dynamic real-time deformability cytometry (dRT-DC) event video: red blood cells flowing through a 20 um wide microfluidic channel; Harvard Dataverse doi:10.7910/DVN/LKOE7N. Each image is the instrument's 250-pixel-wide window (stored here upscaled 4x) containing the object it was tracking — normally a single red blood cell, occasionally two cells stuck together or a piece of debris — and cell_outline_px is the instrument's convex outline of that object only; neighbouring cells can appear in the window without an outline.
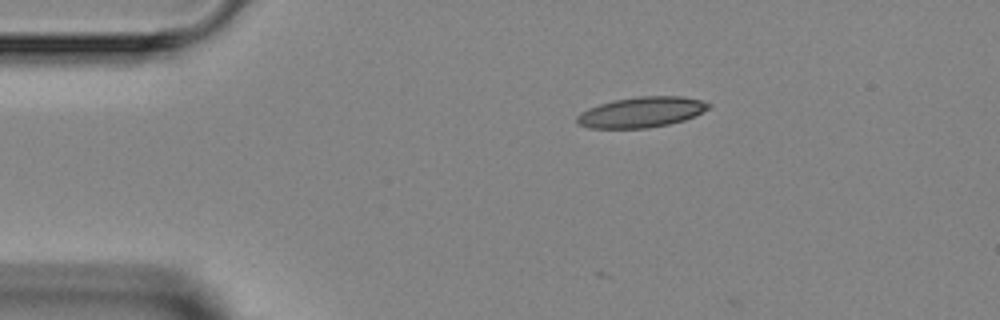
{"species": "Egyptian fruit bat (a non-hibernating species)", "species_latin": "Rousettus aegyptiacus", "temperature_condition": "room temperature", "stored_images_in_passage": 2, "camera_frame_rate_fps": 3000, "um_per_image_px": 0.085, "animal": {"sex": "female"}, "frame": {"image": 1, "passage_image": 1, "time_ms": 0.0, "image_size_px": [1000, 320], "cell_outline_px": [[712, 104], [708, 108], [684, 120], [668, 124], [648, 128], [588, 128], [580, 124], [576, 120], [576, 116], [580, 112], [588, 108], [612, 100], [640, 96], [684, 96], [700, 100]], "centroid_in_image_um": [54.48, 9.53], "position_along_channel_um": 30.5, "area_um2": 23.24}}
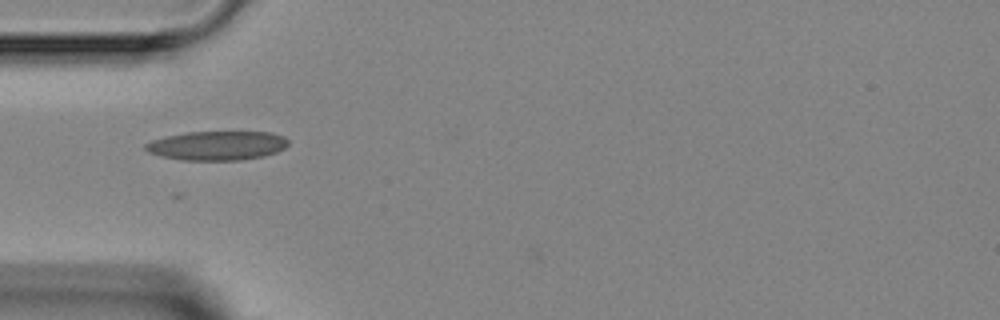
{"frame": {"image": 2, "passage_image": 2, "time_ms": 2.0, "image_size_px": [1000, 320], "cell_outline_px": [[288, 144], [284, 148], [276, 152], [264, 156], [240, 160], [180, 160], [160, 156], [148, 152], [144, 148], [144, 144], [152, 140], [164, 136], [188, 132], [272, 132], [284, 136], [288, 140]], "centroid_in_image_um": [18.43, 12.37], "position_along_channel_um": 66.6, "area_um2": 24.39}}